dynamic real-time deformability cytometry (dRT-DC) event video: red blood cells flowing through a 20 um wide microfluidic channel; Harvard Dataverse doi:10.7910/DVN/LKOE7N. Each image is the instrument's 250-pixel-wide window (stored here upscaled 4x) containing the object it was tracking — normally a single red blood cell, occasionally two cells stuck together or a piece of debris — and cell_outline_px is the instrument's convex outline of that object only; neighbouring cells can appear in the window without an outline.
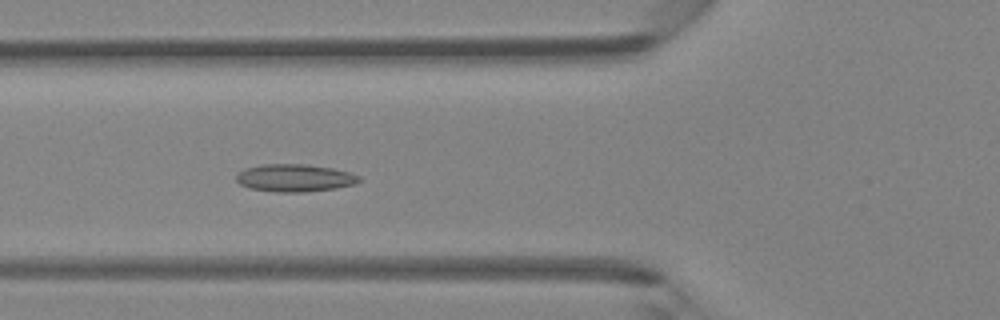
{"species": "Egyptian fruit bat (a non-hibernating species)", "species_latin": "Rousettus aegyptiacus", "temperature_condition": "room temperature", "stored_images_in_passage": 46, "camera_frame_rate_fps": 3000, "um_per_image_px": 0.085, "animal": {"sex": "female"}, "frame": {"image": 1, "passage_image": 17, "time_ms": 5.333, "image_size_px": [1000, 320], "cell_outline_px": [[360, 180], [356, 184], [336, 188], [304, 192], [276, 192], [248, 188], [240, 184], [236, 180], [236, 172], [244, 168], [260, 164], [308, 164], [332, 168], [348, 172], [360, 176]], "centroid_in_image_um": [25.01, 15.12], "position_along_channel_um": 100.8, "area_um2": 19.94}}
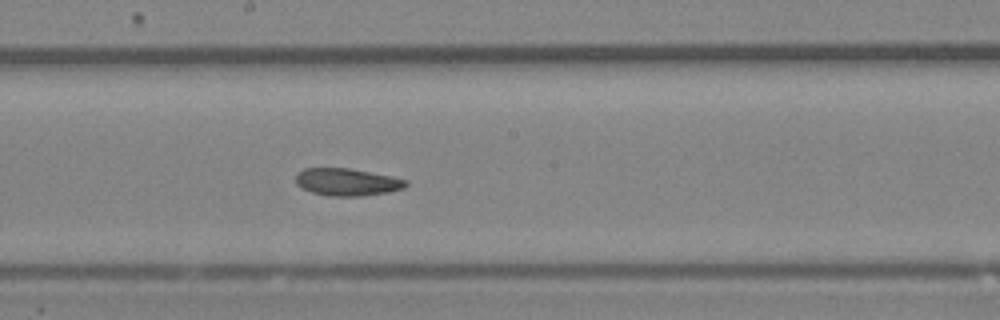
{"frame": {"image": 2, "passage_image": 25, "time_ms": 8.0, "image_size_px": [1000, 320], "cell_outline_px": [[408, 184], [404, 188], [388, 192], [364, 196], [328, 196], [312, 192], [296, 184], [296, 172], [304, 168], [348, 168], [408, 180]], "centroid_in_image_um": [29.48, 15.48], "position_along_channel_um": 218.7, "area_um2": 17.46}}
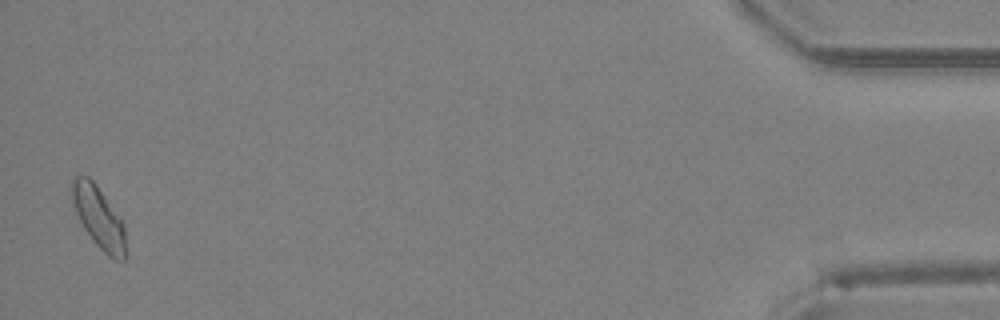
{"frame": {"image": 3, "passage_image": 45, "time_ms": 14.667, "image_size_px": [1000, 320], "cell_outline_px": [[124, 260], [116, 260], [108, 256], [96, 244], [84, 228], [72, 204], [68, 188], [72, 176], [88, 176], [96, 184], [124, 220]], "centroid_in_image_um": [8.34, 18.39], "position_along_channel_um": 426.9, "area_um2": 19.59}}